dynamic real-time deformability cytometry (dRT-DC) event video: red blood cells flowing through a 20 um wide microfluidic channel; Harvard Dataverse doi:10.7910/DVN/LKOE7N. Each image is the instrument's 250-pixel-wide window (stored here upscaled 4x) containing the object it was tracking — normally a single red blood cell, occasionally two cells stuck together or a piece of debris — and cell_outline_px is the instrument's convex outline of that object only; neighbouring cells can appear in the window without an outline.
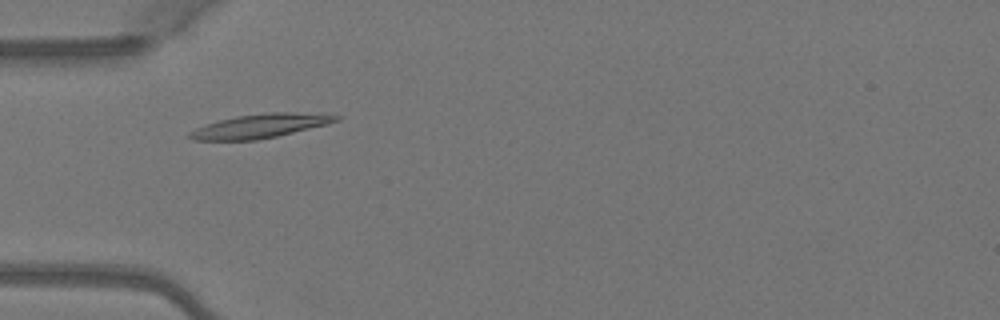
{"species": "Egyptian fruit bat (a non-hibernating species)", "species_latin": "Rousettus aegyptiacus", "temperature_condition": "warm", "stored_images_in_passage": 7, "camera_frame_rate_fps": 3000, "um_per_image_px": 0.085, "animal": {"sex": "female"}, "frame": {"image": 1, "passage_image": 3, "time_ms": 0.667, "image_size_px": [1000, 320], "cell_outline_px": [[344, 116], [340, 120], [328, 124], [276, 136], [256, 140], [192, 140], [184, 136], [196, 128], [220, 120], [236, 116], [264, 112], [324, 112]], "centroid_in_image_um": [22.22, 10.68], "position_along_channel_um": 62.8, "area_um2": 20.81}}
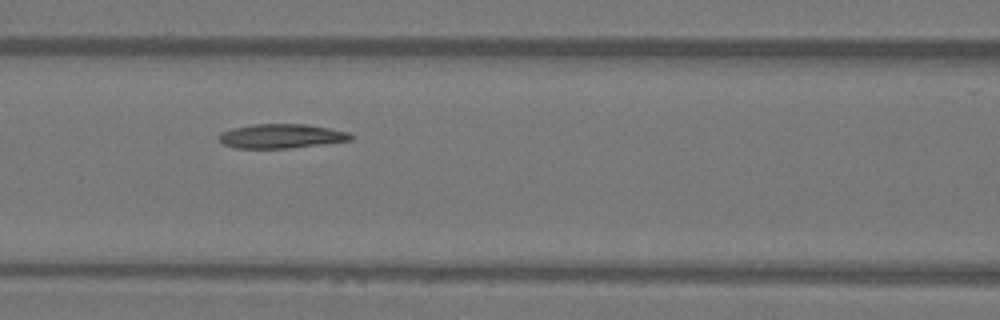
{"frame": {"image": 2, "passage_image": 5, "time_ms": 1.333, "image_size_px": [1000, 320], "cell_outline_px": [[352, 140], [288, 148], [236, 148], [224, 144], [216, 136], [220, 132], [232, 128], [252, 124], [304, 124], [328, 128], [348, 132], [352, 136]], "centroid_in_image_um": [23.85, 11.56], "position_along_channel_um": 142.8, "area_um2": 18.5}}
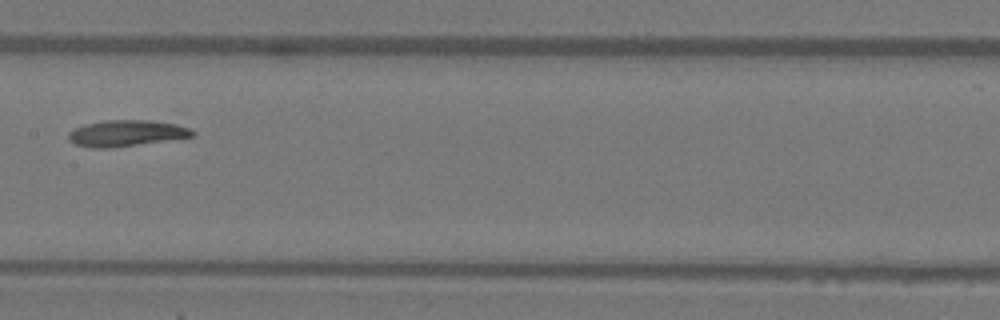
{"frame": {"image": 3, "passage_image": 6, "time_ms": 1.667, "image_size_px": [1000, 320], "cell_outline_px": [[196, 136], [108, 148], [92, 148], [76, 144], [68, 140], [68, 132], [72, 128], [84, 124], [104, 120], [152, 120], [176, 124], [188, 128], [196, 132]], "centroid_in_image_um": [10.7, 11.31], "position_along_channel_um": 196.7, "area_um2": 18.96}}